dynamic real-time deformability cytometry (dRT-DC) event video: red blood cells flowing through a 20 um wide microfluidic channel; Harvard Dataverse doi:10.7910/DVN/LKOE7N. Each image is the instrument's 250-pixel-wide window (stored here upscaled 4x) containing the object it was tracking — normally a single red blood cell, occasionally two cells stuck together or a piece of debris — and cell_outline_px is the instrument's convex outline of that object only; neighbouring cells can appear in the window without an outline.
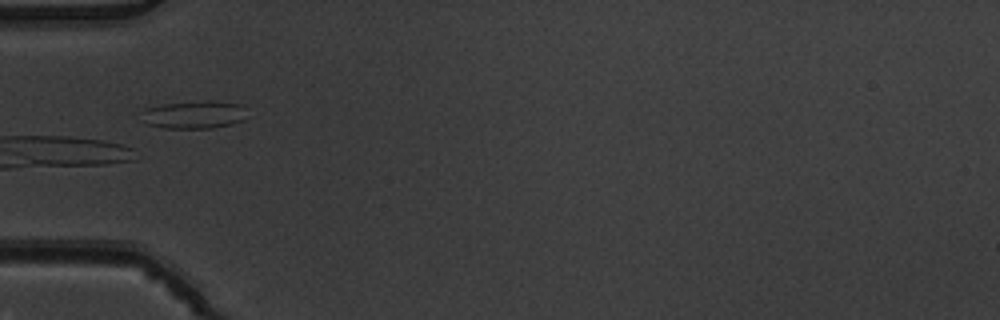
{"species": "common noctule bat (a hibernating species)", "species_latin": "Nyctalus noctula", "temperature_condition": "warm", "stored_images_in_passage": 6, "segment_of_instrument_passage": [2, 2], "camera_frame_rate_fps": 3000, "um_per_image_px": 0.085, "animal": {"sex": "male", "body_mass_g": 19.5, "forearm_length_mm": 54.6}, "frame": {"image": 1, "passage_image": 4, "time_ms": 1.0, "image_size_px": [1000, 320], "cell_outline_px": [[244, 120], [232, 124], [212, 128], [164, 128], [144, 124], [136, 112], [144, 108], [164, 104], [204, 100], [208, 100], [244, 104]], "centroid_in_image_um": [16.4, 9.74], "position_along_channel_um": 68.6, "area_um2": 17.63}}
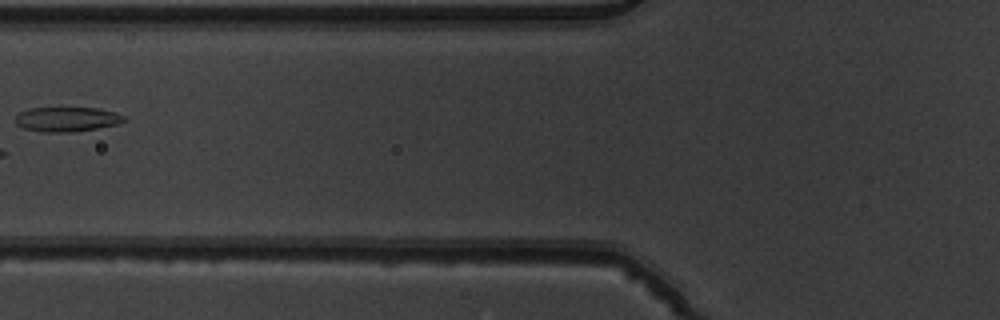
{"frame": {"image": 2, "passage_image": 5, "time_ms": 1.333, "image_size_px": [1000, 320], "cell_outline_px": [[128, 120], [116, 124], [96, 128], [72, 132], [40, 132], [24, 128], [16, 124], [16, 116], [20, 112], [28, 108], [96, 108], [112, 112], [124, 116]], "centroid_in_image_um": [5.65, 10.14], "position_along_channel_um": 120.1, "area_um2": 15.43}}
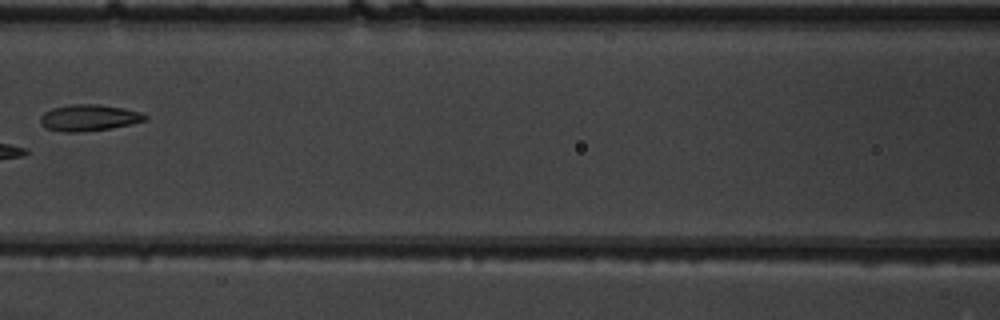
{"frame": {"image": 3, "passage_image": 6, "time_ms": 1.667, "image_size_px": [1000, 320], "cell_outline_px": [[148, 120], [108, 128], [84, 132], [64, 132], [44, 128], [40, 124], [40, 116], [44, 112], [52, 108], [72, 104], [100, 104], [124, 108], [140, 112], [148, 116]], "centroid_in_image_um": [7.52, 10.0], "position_along_channel_um": 159.1, "area_um2": 16.18}}